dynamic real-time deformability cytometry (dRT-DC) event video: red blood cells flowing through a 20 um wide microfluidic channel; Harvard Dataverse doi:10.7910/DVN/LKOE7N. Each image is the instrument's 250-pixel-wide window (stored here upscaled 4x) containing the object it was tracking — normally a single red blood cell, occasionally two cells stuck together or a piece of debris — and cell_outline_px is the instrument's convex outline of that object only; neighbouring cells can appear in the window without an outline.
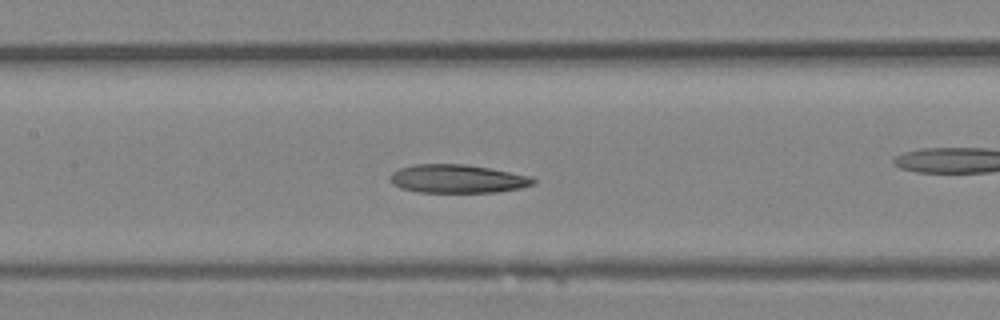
{"species": "Egyptian fruit bat (a non-hibernating species)", "species_latin": "Rousettus aegyptiacus", "temperature_condition": "room temperature", "stored_images_in_passage": 33, "camera_frame_rate_fps": 3000, "um_per_image_px": 0.085, "animal": {"sex": "female"}, "frame": {"image": 1, "passage_image": 15, "time_ms": 4.667, "image_size_px": [1000, 320], "cell_outline_px": [[536, 184], [520, 188], [500, 192], [416, 192], [400, 188], [392, 184], [392, 172], [400, 168], [412, 164], [464, 164], [488, 168], [532, 176], [536, 180]], "centroid_in_image_um": [38.91, 15.2], "position_along_channel_um": 168.5, "area_um2": 23.76}}
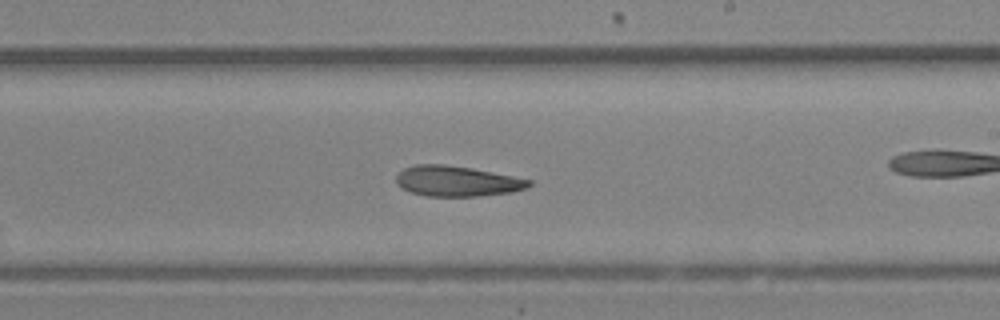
{"frame": {"image": 2, "passage_image": 19, "time_ms": 6.0, "image_size_px": [1000, 320], "cell_outline_px": [[532, 184], [524, 188], [512, 192], [476, 196], [424, 196], [408, 192], [400, 188], [396, 184], [396, 176], [404, 168], [416, 164], [444, 164], [472, 168], [532, 180]], "centroid_in_image_um": [38.78, 15.4], "position_along_channel_um": 250.2, "area_um2": 23.58}}